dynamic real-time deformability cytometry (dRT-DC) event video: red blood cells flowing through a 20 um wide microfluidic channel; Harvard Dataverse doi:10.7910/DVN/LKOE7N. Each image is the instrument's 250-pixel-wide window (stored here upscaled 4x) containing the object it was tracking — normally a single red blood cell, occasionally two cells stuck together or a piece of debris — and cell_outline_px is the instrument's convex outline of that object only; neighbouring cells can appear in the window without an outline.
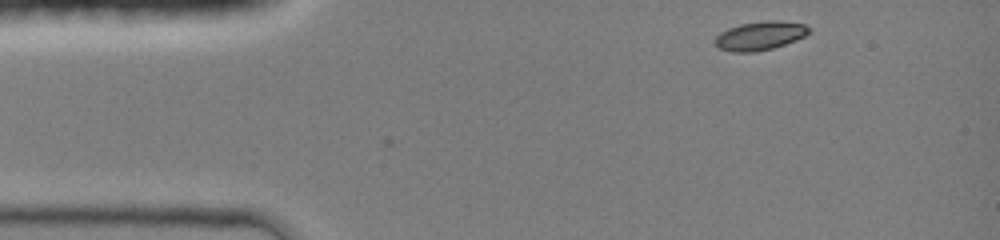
{"species": "common noctule bat (a hibernating species)", "species_latin": "Nyctalus noctula", "temperature_condition": "room temperature", "stored_images_in_passage": 2, "camera_frame_rate_fps": 3000, "um_per_image_px": 0.085, "animal": {"sex": "female", "body_mass_g": 19.0, "forearm_length_mm": 51.5}, "frame": {"image": 1, "passage_image": 1, "time_ms": 0.0, "image_size_px": [1000, 240], "cell_outline_px": [[812, 32], [796, 40], [772, 48], [756, 52], [732, 52], [720, 48], [712, 40], [720, 32], [728, 28], [740, 24], [768, 20], [776, 20], [804, 24], [812, 28]], "centroid_in_image_um": [64.61, 3.03], "position_along_channel_um": 20.4, "area_um2": 15.84}}